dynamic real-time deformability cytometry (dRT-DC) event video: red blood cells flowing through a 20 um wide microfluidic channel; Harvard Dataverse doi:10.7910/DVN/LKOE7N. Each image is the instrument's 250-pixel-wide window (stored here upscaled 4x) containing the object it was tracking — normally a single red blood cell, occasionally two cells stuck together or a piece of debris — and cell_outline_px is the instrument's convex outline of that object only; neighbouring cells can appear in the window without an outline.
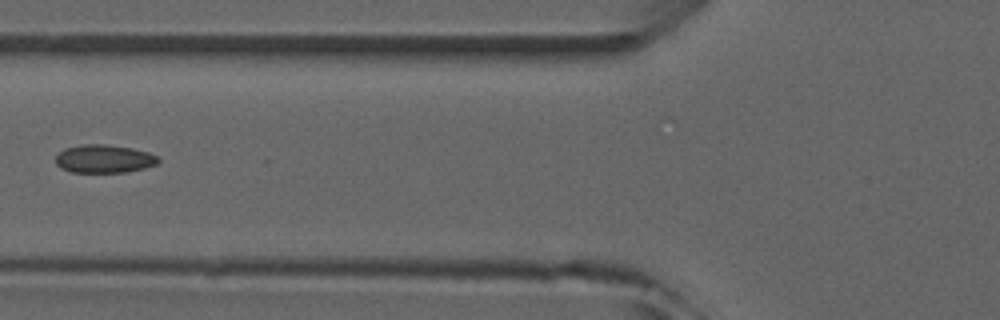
{"species": "common noctule bat (a hibernating species)", "species_latin": "Nyctalus noctula", "temperature_condition": "room temperature", "stored_images_in_passage": 6, "camera_frame_rate_fps": 3000, "um_per_image_px": 0.085, "animal": {"sex": "male", "forearm_length_mm": 52.5}, "frame": {"image": 1, "passage_image": 5, "time_ms": 5.667, "image_size_px": [1000, 320], "cell_outline_px": [[160, 160], [156, 164], [144, 168], [124, 172], [72, 172], [60, 168], [56, 164], [56, 156], [64, 148], [80, 144], [108, 144], [132, 148], [148, 152], [156, 156]], "centroid_in_image_um": [8.82, 13.49], "position_along_channel_um": 117.0, "area_um2": 16.88}}
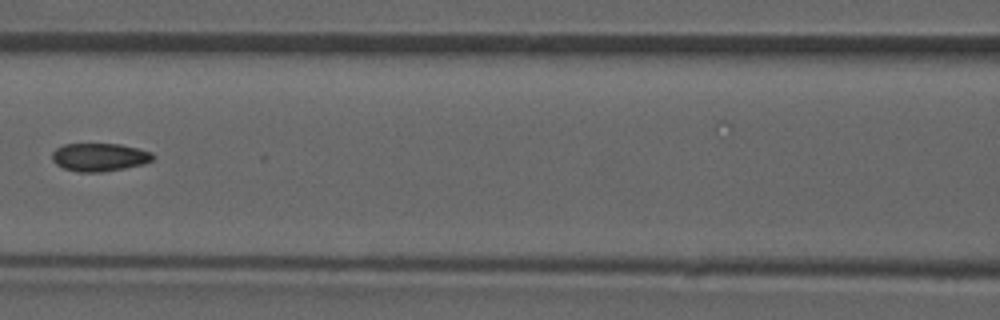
{"frame": {"image": 2, "passage_image": 6, "time_ms": 6.667, "image_size_px": [1000, 320], "cell_outline_px": [[156, 156], [152, 160], [144, 164], [104, 172], [80, 172], [64, 168], [56, 164], [52, 160], [52, 152], [56, 148], [64, 144], [120, 144], [152, 152]], "centroid_in_image_um": [8.46, 13.36], "position_along_channel_um": 158.1, "area_um2": 16.53}}